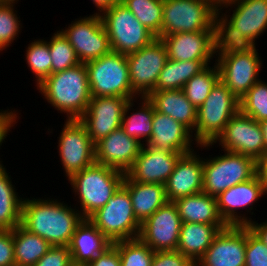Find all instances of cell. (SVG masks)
<instances>
[{
  "instance_id": "39",
  "label": "cell",
  "mask_w": 267,
  "mask_h": 266,
  "mask_svg": "<svg viewBox=\"0 0 267 266\" xmlns=\"http://www.w3.org/2000/svg\"><path fill=\"white\" fill-rule=\"evenodd\" d=\"M239 102L243 114L257 122L267 120V83L260 78Z\"/></svg>"
},
{
  "instance_id": "6",
  "label": "cell",
  "mask_w": 267,
  "mask_h": 266,
  "mask_svg": "<svg viewBox=\"0 0 267 266\" xmlns=\"http://www.w3.org/2000/svg\"><path fill=\"white\" fill-rule=\"evenodd\" d=\"M218 6L212 0H163L161 36L218 30Z\"/></svg>"
},
{
  "instance_id": "8",
  "label": "cell",
  "mask_w": 267,
  "mask_h": 266,
  "mask_svg": "<svg viewBox=\"0 0 267 266\" xmlns=\"http://www.w3.org/2000/svg\"><path fill=\"white\" fill-rule=\"evenodd\" d=\"M88 220L111 243L139 236L141 223L135 216L129 192L123 185Z\"/></svg>"
},
{
  "instance_id": "43",
  "label": "cell",
  "mask_w": 267,
  "mask_h": 266,
  "mask_svg": "<svg viewBox=\"0 0 267 266\" xmlns=\"http://www.w3.org/2000/svg\"><path fill=\"white\" fill-rule=\"evenodd\" d=\"M152 266H196V264L177 250H173L155 252Z\"/></svg>"
},
{
  "instance_id": "50",
  "label": "cell",
  "mask_w": 267,
  "mask_h": 266,
  "mask_svg": "<svg viewBox=\"0 0 267 266\" xmlns=\"http://www.w3.org/2000/svg\"><path fill=\"white\" fill-rule=\"evenodd\" d=\"M262 133H263V139H264V144H265V152H267V120L259 122Z\"/></svg>"
},
{
  "instance_id": "16",
  "label": "cell",
  "mask_w": 267,
  "mask_h": 266,
  "mask_svg": "<svg viewBox=\"0 0 267 266\" xmlns=\"http://www.w3.org/2000/svg\"><path fill=\"white\" fill-rule=\"evenodd\" d=\"M182 220L173 201H168L144 220L138 238L151 250H177Z\"/></svg>"
},
{
  "instance_id": "41",
  "label": "cell",
  "mask_w": 267,
  "mask_h": 266,
  "mask_svg": "<svg viewBox=\"0 0 267 266\" xmlns=\"http://www.w3.org/2000/svg\"><path fill=\"white\" fill-rule=\"evenodd\" d=\"M245 266H267V246L246 226Z\"/></svg>"
},
{
  "instance_id": "17",
  "label": "cell",
  "mask_w": 267,
  "mask_h": 266,
  "mask_svg": "<svg viewBox=\"0 0 267 266\" xmlns=\"http://www.w3.org/2000/svg\"><path fill=\"white\" fill-rule=\"evenodd\" d=\"M129 101L118 96L91 97L79 121L85 126L94 145L121 127L124 109Z\"/></svg>"
},
{
  "instance_id": "45",
  "label": "cell",
  "mask_w": 267,
  "mask_h": 266,
  "mask_svg": "<svg viewBox=\"0 0 267 266\" xmlns=\"http://www.w3.org/2000/svg\"><path fill=\"white\" fill-rule=\"evenodd\" d=\"M84 266H121L118 249L112 244L103 253Z\"/></svg>"
},
{
  "instance_id": "34",
  "label": "cell",
  "mask_w": 267,
  "mask_h": 266,
  "mask_svg": "<svg viewBox=\"0 0 267 266\" xmlns=\"http://www.w3.org/2000/svg\"><path fill=\"white\" fill-rule=\"evenodd\" d=\"M156 38L161 37L163 0H119Z\"/></svg>"
},
{
  "instance_id": "24",
  "label": "cell",
  "mask_w": 267,
  "mask_h": 266,
  "mask_svg": "<svg viewBox=\"0 0 267 266\" xmlns=\"http://www.w3.org/2000/svg\"><path fill=\"white\" fill-rule=\"evenodd\" d=\"M192 134L187 127L172 117L154 109L152 134L145 145L155 149L186 154L194 151Z\"/></svg>"
},
{
  "instance_id": "7",
  "label": "cell",
  "mask_w": 267,
  "mask_h": 266,
  "mask_svg": "<svg viewBox=\"0 0 267 266\" xmlns=\"http://www.w3.org/2000/svg\"><path fill=\"white\" fill-rule=\"evenodd\" d=\"M239 110V99L219 80L204 103L197 109L194 131L196 147L213 143Z\"/></svg>"
},
{
  "instance_id": "29",
  "label": "cell",
  "mask_w": 267,
  "mask_h": 266,
  "mask_svg": "<svg viewBox=\"0 0 267 266\" xmlns=\"http://www.w3.org/2000/svg\"><path fill=\"white\" fill-rule=\"evenodd\" d=\"M228 225L182 223L177 251L195 264L210 247L216 235Z\"/></svg>"
},
{
  "instance_id": "44",
  "label": "cell",
  "mask_w": 267,
  "mask_h": 266,
  "mask_svg": "<svg viewBox=\"0 0 267 266\" xmlns=\"http://www.w3.org/2000/svg\"><path fill=\"white\" fill-rule=\"evenodd\" d=\"M12 230H0V266H14Z\"/></svg>"
},
{
  "instance_id": "31",
  "label": "cell",
  "mask_w": 267,
  "mask_h": 266,
  "mask_svg": "<svg viewBox=\"0 0 267 266\" xmlns=\"http://www.w3.org/2000/svg\"><path fill=\"white\" fill-rule=\"evenodd\" d=\"M140 99L141 103H139L138 106L140 104L141 106L137 109L139 111L136 110V112H132L131 115H129V112L131 109H134L131 107L135 106L134 102L136 101L132 99L126 104L121 121V128L128 136L136 139L142 145H145L152 134L154 106L147 98L141 97Z\"/></svg>"
},
{
  "instance_id": "33",
  "label": "cell",
  "mask_w": 267,
  "mask_h": 266,
  "mask_svg": "<svg viewBox=\"0 0 267 266\" xmlns=\"http://www.w3.org/2000/svg\"><path fill=\"white\" fill-rule=\"evenodd\" d=\"M211 61H176L168 59L159 73L154 91L183 89L185 83Z\"/></svg>"
},
{
  "instance_id": "4",
  "label": "cell",
  "mask_w": 267,
  "mask_h": 266,
  "mask_svg": "<svg viewBox=\"0 0 267 266\" xmlns=\"http://www.w3.org/2000/svg\"><path fill=\"white\" fill-rule=\"evenodd\" d=\"M125 175L116 169L94 163L68 179L75 196L78 195L80 199L79 213L84 219L106 205L123 184Z\"/></svg>"
},
{
  "instance_id": "5",
  "label": "cell",
  "mask_w": 267,
  "mask_h": 266,
  "mask_svg": "<svg viewBox=\"0 0 267 266\" xmlns=\"http://www.w3.org/2000/svg\"><path fill=\"white\" fill-rule=\"evenodd\" d=\"M256 46H217L220 80L240 100L258 81L262 61Z\"/></svg>"
},
{
  "instance_id": "19",
  "label": "cell",
  "mask_w": 267,
  "mask_h": 266,
  "mask_svg": "<svg viewBox=\"0 0 267 266\" xmlns=\"http://www.w3.org/2000/svg\"><path fill=\"white\" fill-rule=\"evenodd\" d=\"M246 226L228 225L216 235L196 266H245Z\"/></svg>"
},
{
  "instance_id": "9",
  "label": "cell",
  "mask_w": 267,
  "mask_h": 266,
  "mask_svg": "<svg viewBox=\"0 0 267 266\" xmlns=\"http://www.w3.org/2000/svg\"><path fill=\"white\" fill-rule=\"evenodd\" d=\"M91 97L118 96L137 99L130 85L126 55L113 52L85 63Z\"/></svg>"
},
{
  "instance_id": "22",
  "label": "cell",
  "mask_w": 267,
  "mask_h": 266,
  "mask_svg": "<svg viewBox=\"0 0 267 266\" xmlns=\"http://www.w3.org/2000/svg\"><path fill=\"white\" fill-rule=\"evenodd\" d=\"M142 144L120 127L95 144V163L127 173L133 166Z\"/></svg>"
},
{
  "instance_id": "12",
  "label": "cell",
  "mask_w": 267,
  "mask_h": 266,
  "mask_svg": "<svg viewBox=\"0 0 267 266\" xmlns=\"http://www.w3.org/2000/svg\"><path fill=\"white\" fill-rule=\"evenodd\" d=\"M126 57L132 92L138 98H147L154 91L159 73L168 60L164 43L156 38L149 45Z\"/></svg>"
},
{
  "instance_id": "2",
  "label": "cell",
  "mask_w": 267,
  "mask_h": 266,
  "mask_svg": "<svg viewBox=\"0 0 267 266\" xmlns=\"http://www.w3.org/2000/svg\"><path fill=\"white\" fill-rule=\"evenodd\" d=\"M232 6L235 9L231 16L222 13L223 8ZM217 23L218 46H256V38L267 29V0L224 2L218 5Z\"/></svg>"
},
{
  "instance_id": "36",
  "label": "cell",
  "mask_w": 267,
  "mask_h": 266,
  "mask_svg": "<svg viewBox=\"0 0 267 266\" xmlns=\"http://www.w3.org/2000/svg\"><path fill=\"white\" fill-rule=\"evenodd\" d=\"M52 59L51 74L62 72L80 64L74 48L59 30L48 41Z\"/></svg>"
},
{
  "instance_id": "49",
  "label": "cell",
  "mask_w": 267,
  "mask_h": 266,
  "mask_svg": "<svg viewBox=\"0 0 267 266\" xmlns=\"http://www.w3.org/2000/svg\"><path fill=\"white\" fill-rule=\"evenodd\" d=\"M119 0H92L93 4H95L96 10L100 12H96L95 14L101 15L108 9H110L114 4H116Z\"/></svg>"
},
{
  "instance_id": "25",
  "label": "cell",
  "mask_w": 267,
  "mask_h": 266,
  "mask_svg": "<svg viewBox=\"0 0 267 266\" xmlns=\"http://www.w3.org/2000/svg\"><path fill=\"white\" fill-rule=\"evenodd\" d=\"M111 245L112 243L88 219H83L68 245L73 266L86 265Z\"/></svg>"
},
{
  "instance_id": "20",
  "label": "cell",
  "mask_w": 267,
  "mask_h": 266,
  "mask_svg": "<svg viewBox=\"0 0 267 266\" xmlns=\"http://www.w3.org/2000/svg\"><path fill=\"white\" fill-rule=\"evenodd\" d=\"M263 195L264 192L257 175L248 181L236 184L216 197L220 216L227 225L247 226L252 219L237 213V211L240 208L246 210L248 208L251 213L254 203H257Z\"/></svg>"
},
{
  "instance_id": "3",
  "label": "cell",
  "mask_w": 267,
  "mask_h": 266,
  "mask_svg": "<svg viewBox=\"0 0 267 266\" xmlns=\"http://www.w3.org/2000/svg\"><path fill=\"white\" fill-rule=\"evenodd\" d=\"M36 87L55 110L66 113L67 120L79 119L91 100L85 63L52 73Z\"/></svg>"
},
{
  "instance_id": "28",
  "label": "cell",
  "mask_w": 267,
  "mask_h": 266,
  "mask_svg": "<svg viewBox=\"0 0 267 266\" xmlns=\"http://www.w3.org/2000/svg\"><path fill=\"white\" fill-rule=\"evenodd\" d=\"M182 223L227 225L218 211L217 199L204 192L173 201Z\"/></svg>"
},
{
  "instance_id": "27",
  "label": "cell",
  "mask_w": 267,
  "mask_h": 266,
  "mask_svg": "<svg viewBox=\"0 0 267 266\" xmlns=\"http://www.w3.org/2000/svg\"><path fill=\"white\" fill-rule=\"evenodd\" d=\"M122 185L129 192L135 216L140 223L168 202L163 184L136 182L126 174Z\"/></svg>"
},
{
  "instance_id": "51",
  "label": "cell",
  "mask_w": 267,
  "mask_h": 266,
  "mask_svg": "<svg viewBox=\"0 0 267 266\" xmlns=\"http://www.w3.org/2000/svg\"><path fill=\"white\" fill-rule=\"evenodd\" d=\"M217 6L229 0H212Z\"/></svg>"
},
{
  "instance_id": "40",
  "label": "cell",
  "mask_w": 267,
  "mask_h": 266,
  "mask_svg": "<svg viewBox=\"0 0 267 266\" xmlns=\"http://www.w3.org/2000/svg\"><path fill=\"white\" fill-rule=\"evenodd\" d=\"M19 0L0 1V51H3L18 37L22 24L14 5ZM20 26V27H19Z\"/></svg>"
},
{
  "instance_id": "10",
  "label": "cell",
  "mask_w": 267,
  "mask_h": 266,
  "mask_svg": "<svg viewBox=\"0 0 267 266\" xmlns=\"http://www.w3.org/2000/svg\"><path fill=\"white\" fill-rule=\"evenodd\" d=\"M113 52L128 55L149 45L156 36L120 1L100 15Z\"/></svg>"
},
{
  "instance_id": "26",
  "label": "cell",
  "mask_w": 267,
  "mask_h": 266,
  "mask_svg": "<svg viewBox=\"0 0 267 266\" xmlns=\"http://www.w3.org/2000/svg\"><path fill=\"white\" fill-rule=\"evenodd\" d=\"M147 99L153 104L155 111L172 117L192 133L195 131L197 109L183 89L153 91Z\"/></svg>"
},
{
  "instance_id": "15",
  "label": "cell",
  "mask_w": 267,
  "mask_h": 266,
  "mask_svg": "<svg viewBox=\"0 0 267 266\" xmlns=\"http://www.w3.org/2000/svg\"><path fill=\"white\" fill-rule=\"evenodd\" d=\"M58 141V153L68 179L95 163V145L79 119H66Z\"/></svg>"
},
{
  "instance_id": "23",
  "label": "cell",
  "mask_w": 267,
  "mask_h": 266,
  "mask_svg": "<svg viewBox=\"0 0 267 266\" xmlns=\"http://www.w3.org/2000/svg\"><path fill=\"white\" fill-rule=\"evenodd\" d=\"M195 151L183 154L165 183L168 201L202 192L203 163Z\"/></svg>"
},
{
  "instance_id": "35",
  "label": "cell",
  "mask_w": 267,
  "mask_h": 266,
  "mask_svg": "<svg viewBox=\"0 0 267 266\" xmlns=\"http://www.w3.org/2000/svg\"><path fill=\"white\" fill-rule=\"evenodd\" d=\"M213 67L207 65L202 71L188 80L183 91L188 100L198 109L209 96L212 88L220 80V73L216 61Z\"/></svg>"
},
{
  "instance_id": "42",
  "label": "cell",
  "mask_w": 267,
  "mask_h": 266,
  "mask_svg": "<svg viewBox=\"0 0 267 266\" xmlns=\"http://www.w3.org/2000/svg\"><path fill=\"white\" fill-rule=\"evenodd\" d=\"M34 266H73L69 246H52Z\"/></svg>"
},
{
  "instance_id": "47",
  "label": "cell",
  "mask_w": 267,
  "mask_h": 266,
  "mask_svg": "<svg viewBox=\"0 0 267 266\" xmlns=\"http://www.w3.org/2000/svg\"><path fill=\"white\" fill-rule=\"evenodd\" d=\"M256 175L259 178L264 195H267V152L256 161Z\"/></svg>"
},
{
  "instance_id": "14",
  "label": "cell",
  "mask_w": 267,
  "mask_h": 266,
  "mask_svg": "<svg viewBox=\"0 0 267 266\" xmlns=\"http://www.w3.org/2000/svg\"><path fill=\"white\" fill-rule=\"evenodd\" d=\"M72 22L68 28L60 31L74 48L81 63L95 60L112 51L100 15L94 13Z\"/></svg>"
},
{
  "instance_id": "11",
  "label": "cell",
  "mask_w": 267,
  "mask_h": 266,
  "mask_svg": "<svg viewBox=\"0 0 267 266\" xmlns=\"http://www.w3.org/2000/svg\"><path fill=\"white\" fill-rule=\"evenodd\" d=\"M224 151V155L204 159L202 192L217 197L230 187L256 175V161L242 154Z\"/></svg>"
},
{
  "instance_id": "13",
  "label": "cell",
  "mask_w": 267,
  "mask_h": 266,
  "mask_svg": "<svg viewBox=\"0 0 267 266\" xmlns=\"http://www.w3.org/2000/svg\"><path fill=\"white\" fill-rule=\"evenodd\" d=\"M219 142L222 150L236 152L257 161L265 153V144L260 123L240 110L229 120L223 132L213 143L198 147H212ZM224 148V149H223Z\"/></svg>"
},
{
  "instance_id": "30",
  "label": "cell",
  "mask_w": 267,
  "mask_h": 266,
  "mask_svg": "<svg viewBox=\"0 0 267 266\" xmlns=\"http://www.w3.org/2000/svg\"><path fill=\"white\" fill-rule=\"evenodd\" d=\"M14 259L17 266H34L52 247V245L29 232L21 224L12 230Z\"/></svg>"
},
{
  "instance_id": "21",
  "label": "cell",
  "mask_w": 267,
  "mask_h": 266,
  "mask_svg": "<svg viewBox=\"0 0 267 266\" xmlns=\"http://www.w3.org/2000/svg\"><path fill=\"white\" fill-rule=\"evenodd\" d=\"M182 155L183 153L142 145L133 166L126 174L136 182L165 185Z\"/></svg>"
},
{
  "instance_id": "37",
  "label": "cell",
  "mask_w": 267,
  "mask_h": 266,
  "mask_svg": "<svg viewBox=\"0 0 267 266\" xmlns=\"http://www.w3.org/2000/svg\"><path fill=\"white\" fill-rule=\"evenodd\" d=\"M28 44L26 48V61L32 73L35 74L36 85L51 75L52 59L49 43L43 39Z\"/></svg>"
},
{
  "instance_id": "18",
  "label": "cell",
  "mask_w": 267,
  "mask_h": 266,
  "mask_svg": "<svg viewBox=\"0 0 267 266\" xmlns=\"http://www.w3.org/2000/svg\"><path fill=\"white\" fill-rule=\"evenodd\" d=\"M168 59L176 61H211L218 46V30L181 32L159 37Z\"/></svg>"
},
{
  "instance_id": "32",
  "label": "cell",
  "mask_w": 267,
  "mask_h": 266,
  "mask_svg": "<svg viewBox=\"0 0 267 266\" xmlns=\"http://www.w3.org/2000/svg\"><path fill=\"white\" fill-rule=\"evenodd\" d=\"M0 161V230H13L21 224L22 201L12 179Z\"/></svg>"
},
{
  "instance_id": "1",
  "label": "cell",
  "mask_w": 267,
  "mask_h": 266,
  "mask_svg": "<svg viewBox=\"0 0 267 266\" xmlns=\"http://www.w3.org/2000/svg\"><path fill=\"white\" fill-rule=\"evenodd\" d=\"M63 203L57 199L23 198L21 225L52 246H68L84 218L79 209Z\"/></svg>"
},
{
  "instance_id": "48",
  "label": "cell",
  "mask_w": 267,
  "mask_h": 266,
  "mask_svg": "<svg viewBox=\"0 0 267 266\" xmlns=\"http://www.w3.org/2000/svg\"><path fill=\"white\" fill-rule=\"evenodd\" d=\"M247 226L267 246V220L261 223L252 221Z\"/></svg>"
},
{
  "instance_id": "46",
  "label": "cell",
  "mask_w": 267,
  "mask_h": 266,
  "mask_svg": "<svg viewBox=\"0 0 267 266\" xmlns=\"http://www.w3.org/2000/svg\"><path fill=\"white\" fill-rule=\"evenodd\" d=\"M15 112L16 110L12 112V109L0 111V146L5 141L8 132L11 131L10 129L17 123L18 113Z\"/></svg>"
},
{
  "instance_id": "38",
  "label": "cell",
  "mask_w": 267,
  "mask_h": 266,
  "mask_svg": "<svg viewBox=\"0 0 267 266\" xmlns=\"http://www.w3.org/2000/svg\"><path fill=\"white\" fill-rule=\"evenodd\" d=\"M119 252L121 266H152L155 251L139 238L112 243Z\"/></svg>"
}]
</instances>
